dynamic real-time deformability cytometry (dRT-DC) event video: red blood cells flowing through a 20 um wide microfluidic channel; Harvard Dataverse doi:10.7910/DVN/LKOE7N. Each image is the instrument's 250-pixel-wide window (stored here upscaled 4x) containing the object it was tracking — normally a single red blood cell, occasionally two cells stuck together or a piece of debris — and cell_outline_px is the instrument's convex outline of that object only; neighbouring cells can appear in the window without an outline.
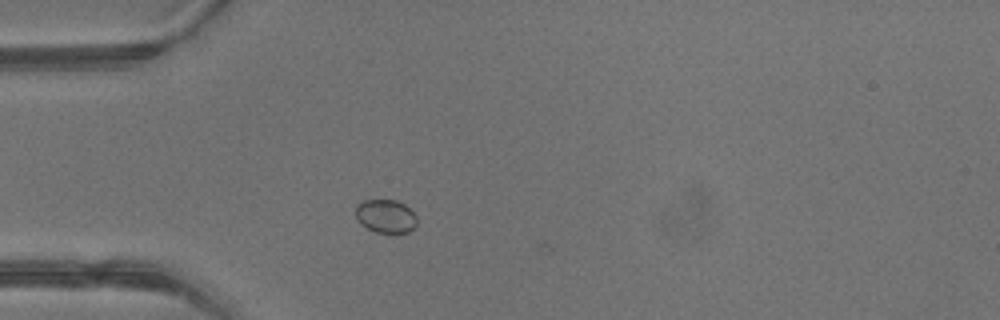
{"species": "common noctule bat (a hibernating species)", "species_latin": "Nyctalus noctula", "temperature_condition": "warm", "stored_images_in_passage": 2, "camera_frame_rate_fps": 3000, "um_per_image_px": 0.085, "animal": {"sex": "male", "body_mass_g": 13.3}, "frame": {"image": 1, "passage_image": 2, "time_ms": 0.333, "image_size_px": [1000, 320], "cell_outline_px": [[416, 224], [408, 232], [376, 232], [360, 224], [356, 216], [356, 204], [364, 200], [396, 200], [404, 204], [416, 216]], "centroid_in_image_um": [32.76, 18.36], "position_along_channel_um": 52.2, "area_um2": 11.73}}